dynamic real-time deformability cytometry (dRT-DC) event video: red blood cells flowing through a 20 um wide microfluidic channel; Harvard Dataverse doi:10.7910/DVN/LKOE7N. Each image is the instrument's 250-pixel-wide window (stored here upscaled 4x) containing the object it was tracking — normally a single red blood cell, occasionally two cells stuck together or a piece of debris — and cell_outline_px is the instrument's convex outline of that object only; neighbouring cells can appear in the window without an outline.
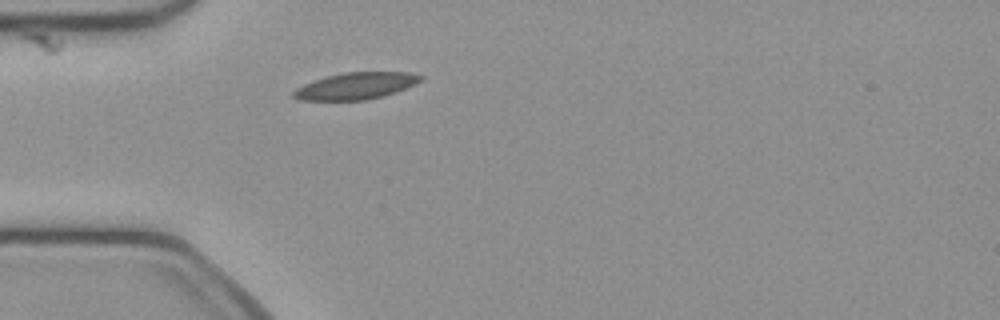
{"species": "common noctule bat (a hibernating species)", "species_latin": "Nyctalus noctula", "temperature_condition": "cold", "stored_images_in_passage": 37, "camera_frame_rate_fps": 3000, "um_per_image_px": 0.085, "animal": {"sex": "female", "body_mass_g": 21.9}, "frame": {"image": 1, "passage_image": 1, "time_ms": 0.0, "image_size_px": [1000, 320], "cell_outline_px": [[424, 76], [420, 80], [404, 88], [384, 96], [368, 100], [300, 100], [292, 96], [292, 92], [296, 88], [304, 84], [328, 76], [344, 72], [408, 72]], "centroid_in_image_um": [30.21, 7.31], "position_along_channel_um": 54.8, "area_um2": 19.54}}
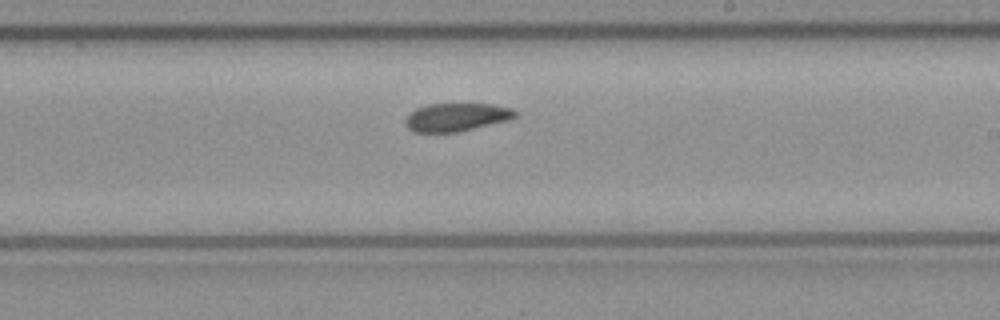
{"frame": {"image": 2, "passage_image": 16, "time_ms": 5.0, "image_size_px": [1000, 320], "cell_outline_px": [[516, 116], [508, 120], [456, 132], [412, 132], [404, 124], [404, 120], [416, 108], [428, 104], [492, 104], [512, 108], [516, 112]], "centroid_in_image_um": [38.77, 9.95], "position_along_channel_um": 250.2, "area_um2": 17.86}}
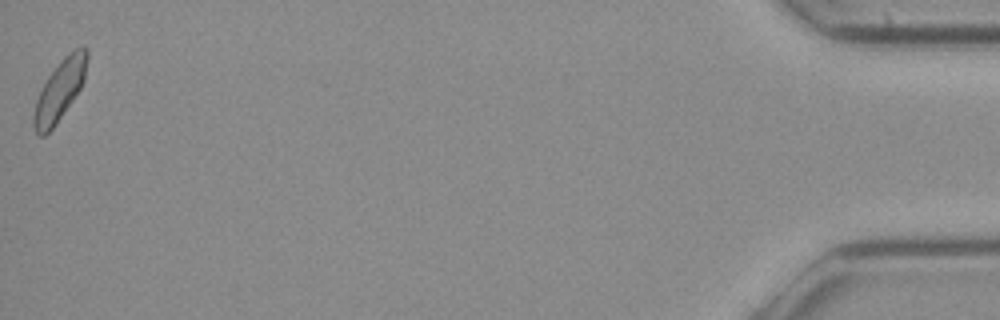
{"frame": {"image": 3, "passage_image": 37, "time_ms": 12.0, "image_size_px": [1000, 320], "cell_outline_px": [[88, 60], [84, 80], [80, 88], [56, 124], [44, 136], [40, 136], [36, 132], [32, 124], [32, 116], [36, 100], [48, 76], [64, 56], [68, 52], [84, 44], [88, 48]], "centroid_in_image_um": [5.09, 7.63], "position_along_channel_um": 430.1, "area_um2": 18.79}, "authors_computed_cell_mechanics": {"area_um2": 18.8428, "velocity_mm_per_s": 4.028, "shape_relaxation_time_tau1_ms": 8.0275, "shape_relaxation_time_tau2_ms": null, "deformation_change_tau1": 0.1364, "deformation_change_tau2": null}}